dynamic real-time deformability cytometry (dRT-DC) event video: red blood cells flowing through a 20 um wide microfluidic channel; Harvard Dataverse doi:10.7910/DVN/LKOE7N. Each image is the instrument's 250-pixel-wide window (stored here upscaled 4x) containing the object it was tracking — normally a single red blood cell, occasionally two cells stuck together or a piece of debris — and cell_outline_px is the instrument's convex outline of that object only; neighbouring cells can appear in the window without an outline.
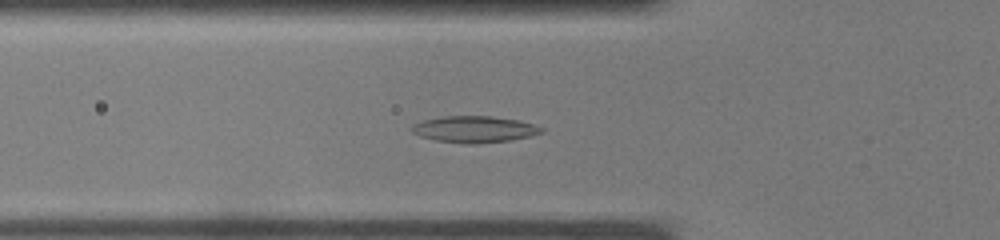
{"species": "common noctule bat (a hibernating species)", "species_latin": "Nyctalus noctula", "temperature_condition": "warm", "stored_images_in_passage": 36, "camera_frame_rate_fps": 3000, "um_per_image_px": 0.085, "animal": {"sex": "male", "body_mass_g": 19.0, "forearm_length_mm": 50.8}, "frame": {"image": 1, "passage_image": 12, "time_ms": 3.667, "image_size_px": [1000, 240], "cell_outline_px": [[544, 132], [528, 136], [508, 140], [476, 144], [464, 144], [436, 140], [420, 136], [412, 132], [408, 128], [412, 124], [424, 120], [440, 116], [492, 116], [516, 120], [536, 124], [544, 128]], "centroid_in_image_um": [40.28, 10.98], "position_along_channel_um": 85.5, "area_um2": 20.11}}
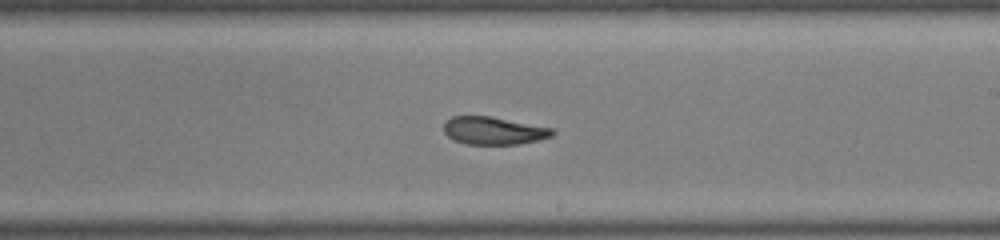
{"frame": {"image": 2, "passage_image": 21, "time_ms": 6.667, "image_size_px": [1000, 240], "cell_outline_px": [[556, 132], [552, 136], [520, 144], [464, 144], [448, 136], [444, 132], [444, 120], [452, 116], [492, 116], [552, 128]], "centroid_in_image_um": [41.94, 11.1], "position_along_channel_um": 247.1, "area_um2": 17.57}}
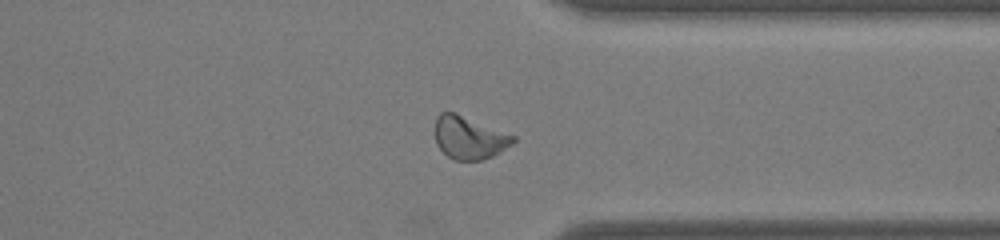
{"frame": {"image": 3, "passage_image": 28, "time_ms": 9.0, "image_size_px": [1000, 240], "cell_outline_px": [[516, 140], [512, 144], [500, 152], [492, 156], [480, 160], [456, 160], [448, 156], [436, 144], [436, 116], [440, 112], [456, 112], [516, 136]], "centroid_in_image_um": [39.89, 11.68], "position_along_channel_um": 371.5, "area_um2": 19.42}}